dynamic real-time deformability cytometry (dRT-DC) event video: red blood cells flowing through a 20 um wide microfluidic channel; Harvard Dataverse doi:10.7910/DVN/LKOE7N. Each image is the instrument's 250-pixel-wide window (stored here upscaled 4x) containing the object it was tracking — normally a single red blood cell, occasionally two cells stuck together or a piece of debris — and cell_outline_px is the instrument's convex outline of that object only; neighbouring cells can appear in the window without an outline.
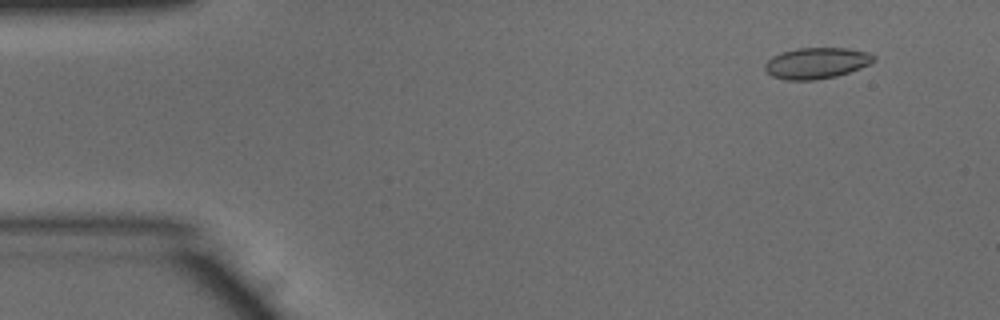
{"species": "common noctule bat (a hibernating species)", "species_latin": "Nyctalus noctula", "temperature_condition": "warm", "stored_images_in_passage": 51, "camera_frame_rate_fps": 3000, "um_per_image_px": 0.085, "animal": {"sex": "male", "body_mass_g": 15.6}, "frame": {"image": 1, "passage_image": 5, "time_ms": 1.333, "image_size_px": [1000, 320], "cell_outline_px": [[876, 60], [860, 68], [836, 76], [816, 80], [784, 80], [772, 76], [764, 68], [764, 64], [772, 56], [780, 52], [796, 48], [848, 48], [868, 52], [876, 56]], "centroid_in_image_um": [69.39, 5.36], "position_along_channel_um": 15.6, "area_um2": 19.83}}
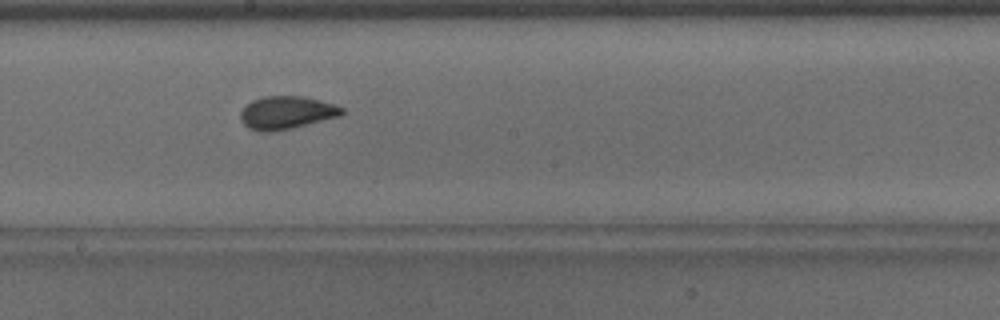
{"frame": {"image": 2, "passage_image": 28, "time_ms": 9.0, "image_size_px": [1000, 320], "cell_outline_px": [[344, 112], [340, 116], [292, 128], [272, 132], [260, 132], [248, 128], [240, 120], [240, 112], [252, 100], [264, 96], [304, 96], [320, 100], [344, 108]], "centroid_in_image_um": [24.34, 9.58], "position_along_channel_um": 223.9, "area_um2": 19.48}}
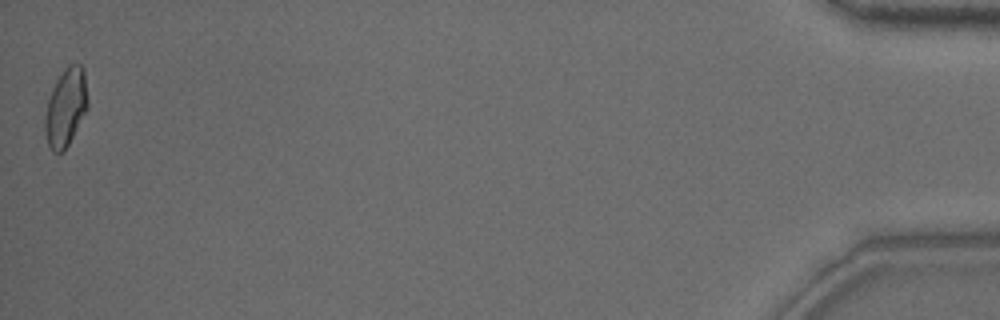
{"frame": {"image": 3, "passage_image": 51, "time_ms": 16.667, "image_size_px": [1000, 320], "cell_outline_px": [[88, 108], [64, 152], [52, 152], [48, 144], [44, 128], [44, 116], [48, 100], [52, 88], [56, 80], [64, 68], [68, 64], [80, 64], [84, 68], [88, 100]], "centroid_in_image_um": [5.59, 9.11], "position_along_channel_um": 429.6, "area_um2": 19.59}, "authors_computed_cell_mechanics": {"area_um2": 18.9584, "velocity_mm_per_s": 3.9586, "shape_relaxation_time_tau1_ms": 8.2078, "shape_relaxation_time_tau2_ms": 0.8083, "deformation_change_tau1": 0.157, "deformation_change_tau2": 0.0591}}